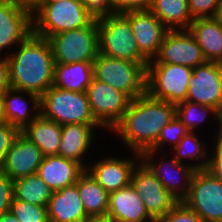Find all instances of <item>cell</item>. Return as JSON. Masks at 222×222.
<instances>
[{"label": "cell", "instance_id": "25", "mask_svg": "<svg viewBox=\"0 0 222 222\" xmlns=\"http://www.w3.org/2000/svg\"><path fill=\"white\" fill-rule=\"evenodd\" d=\"M21 133L36 144L44 156L58 155L62 128L55 121L49 120L40 114Z\"/></svg>", "mask_w": 222, "mask_h": 222}, {"label": "cell", "instance_id": "47", "mask_svg": "<svg viewBox=\"0 0 222 222\" xmlns=\"http://www.w3.org/2000/svg\"><path fill=\"white\" fill-rule=\"evenodd\" d=\"M214 18L219 23V25L222 27V0L220 2L219 9L217 10Z\"/></svg>", "mask_w": 222, "mask_h": 222}, {"label": "cell", "instance_id": "42", "mask_svg": "<svg viewBox=\"0 0 222 222\" xmlns=\"http://www.w3.org/2000/svg\"><path fill=\"white\" fill-rule=\"evenodd\" d=\"M33 14L39 7L40 0H3Z\"/></svg>", "mask_w": 222, "mask_h": 222}, {"label": "cell", "instance_id": "20", "mask_svg": "<svg viewBox=\"0 0 222 222\" xmlns=\"http://www.w3.org/2000/svg\"><path fill=\"white\" fill-rule=\"evenodd\" d=\"M86 169L76 161L59 155L44 156L37 174L55 192L76 184Z\"/></svg>", "mask_w": 222, "mask_h": 222}, {"label": "cell", "instance_id": "4", "mask_svg": "<svg viewBox=\"0 0 222 222\" xmlns=\"http://www.w3.org/2000/svg\"><path fill=\"white\" fill-rule=\"evenodd\" d=\"M40 114L56 123L100 125L94 118L86 92H72L51 86L40 97Z\"/></svg>", "mask_w": 222, "mask_h": 222}, {"label": "cell", "instance_id": "44", "mask_svg": "<svg viewBox=\"0 0 222 222\" xmlns=\"http://www.w3.org/2000/svg\"><path fill=\"white\" fill-rule=\"evenodd\" d=\"M217 124V131L215 133H217V135H215V139L222 142V108L218 111V119L216 120ZM219 126V128H218Z\"/></svg>", "mask_w": 222, "mask_h": 222}, {"label": "cell", "instance_id": "35", "mask_svg": "<svg viewBox=\"0 0 222 222\" xmlns=\"http://www.w3.org/2000/svg\"><path fill=\"white\" fill-rule=\"evenodd\" d=\"M156 222H204V220L193 210L187 208L182 202H179Z\"/></svg>", "mask_w": 222, "mask_h": 222}, {"label": "cell", "instance_id": "23", "mask_svg": "<svg viewBox=\"0 0 222 222\" xmlns=\"http://www.w3.org/2000/svg\"><path fill=\"white\" fill-rule=\"evenodd\" d=\"M48 209L49 222H84L88 216L76 184L52 193Z\"/></svg>", "mask_w": 222, "mask_h": 222}, {"label": "cell", "instance_id": "27", "mask_svg": "<svg viewBox=\"0 0 222 222\" xmlns=\"http://www.w3.org/2000/svg\"><path fill=\"white\" fill-rule=\"evenodd\" d=\"M149 10L168 30H188L194 20L187 0H153Z\"/></svg>", "mask_w": 222, "mask_h": 222}, {"label": "cell", "instance_id": "48", "mask_svg": "<svg viewBox=\"0 0 222 222\" xmlns=\"http://www.w3.org/2000/svg\"><path fill=\"white\" fill-rule=\"evenodd\" d=\"M58 1H63V0H40V3H54Z\"/></svg>", "mask_w": 222, "mask_h": 222}, {"label": "cell", "instance_id": "18", "mask_svg": "<svg viewBox=\"0 0 222 222\" xmlns=\"http://www.w3.org/2000/svg\"><path fill=\"white\" fill-rule=\"evenodd\" d=\"M43 158L40 148L20 132L7 152L1 171L14 181L37 173Z\"/></svg>", "mask_w": 222, "mask_h": 222}, {"label": "cell", "instance_id": "1", "mask_svg": "<svg viewBox=\"0 0 222 222\" xmlns=\"http://www.w3.org/2000/svg\"><path fill=\"white\" fill-rule=\"evenodd\" d=\"M176 116V105L156 100L147 93L130 101L111 134L119 136L131 153L142 154L156 143L160 131Z\"/></svg>", "mask_w": 222, "mask_h": 222}, {"label": "cell", "instance_id": "29", "mask_svg": "<svg viewBox=\"0 0 222 222\" xmlns=\"http://www.w3.org/2000/svg\"><path fill=\"white\" fill-rule=\"evenodd\" d=\"M206 142L200 141L199 137L195 132H188L180 142L172 149L175 154L173 155L179 163L188 164L197 170L207 169L209 163L210 149L207 147ZM184 159L188 161H195L192 163H187Z\"/></svg>", "mask_w": 222, "mask_h": 222}, {"label": "cell", "instance_id": "2", "mask_svg": "<svg viewBox=\"0 0 222 222\" xmlns=\"http://www.w3.org/2000/svg\"><path fill=\"white\" fill-rule=\"evenodd\" d=\"M6 57L11 88L41 97L53 86L55 61L47 38L32 33Z\"/></svg>", "mask_w": 222, "mask_h": 222}, {"label": "cell", "instance_id": "28", "mask_svg": "<svg viewBox=\"0 0 222 222\" xmlns=\"http://www.w3.org/2000/svg\"><path fill=\"white\" fill-rule=\"evenodd\" d=\"M78 190L88 217L107 215L109 193L87 170L78 179Z\"/></svg>", "mask_w": 222, "mask_h": 222}, {"label": "cell", "instance_id": "9", "mask_svg": "<svg viewBox=\"0 0 222 222\" xmlns=\"http://www.w3.org/2000/svg\"><path fill=\"white\" fill-rule=\"evenodd\" d=\"M181 202L204 222H222V183L206 169L195 171Z\"/></svg>", "mask_w": 222, "mask_h": 222}, {"label": "cell", "instance_id": "14", "mask_svg": "<svg viewBox=\"0 0 222 222\" xmlns=\"http://www.w3.org/2000/svg\"><path fill=\"white\" fill-rule=\"evenodd\" d=\"M186 100L217 111L222 108V66L219 62L206 61L193 68Z\"/></svg>", "mask_w": 222, "mask_h": 222}, {"label": "cell", "instance_id": "16", "mask_svg": "<svg viewBox=\"0 0 222 222\" xmlns=\"http://www.w3.org/2000/svg\"><path fill=\"white\" fill-rule=\"evenodd\" d=\"M129 157H103L87 167V171L110 194L130 185L134 168L141 160V155L133 152ZM132 158V159H131Z\"/></svg>", "mask_w": 222, "mask_h": 222}, {"label": "cell", "instance_id": "41", "mask_svg": "<svg viewBox=\"0 0 222 222\" xmlns=\"http://www.w3.org/2000/svg\"><path fill=\"white\" fill-rule=\"evenodd\" d=\"M10 88L9 63L7 57H0V94H4Z\"/></svg>", "mask_w": 222, "mask_h": 222}, {"label": "cell", "instance_id": "26", "mask_svg": "<svg viewBox=\"0 0 222 222\" xmlns=\"http://www.w3.org/2000/svg\"><path fill=\"white\" fill-rule=\"evenodd\" d=\"M93 77V62L55 64L53 86L72 92H86Z\"/></svg>", "mask_w": 222, "mask_h": 222}, {"label": "cell", "instance_id": "21", "mask_svg": "<svg viewBox=\"0 0 222 222\" xmlns=\"http://www.w3.org/2000/svg\"><path fill=\"white\" fill-rule=\"evenodd\" d=\"M104 129L101 125L65 124L62 125V135L58 155L80 163L85 169L88 164L85 157L93 144L96 129ZM95 129V130H94ZM94 134V135H93ZM84 160V161H83Z\"/></svg>", "mask_w": 222, "mask_h": 222}, {"label": "cell", "instance_id": "32", "mask_svg": "<svg viewBox=\"0 0 222 222\" xmlns=\"http://www.w3.org/2000/svg\"><path fill=\"white\" fill-rule=\"evenodd\" d=\"M10 211L19 222H49L46 206L34 205L13 198Z\"/></svg>", "mask_w": 222, "mask_h": 222}, {"label": "cell", "instance_id": "6", "mask_svg": "<svg viewBox=\"0 0 222 222\" xmlns=\"http://www.w3.org/2000/svg\"><path fill=\"white\" fill-rule=\"evenodd\" d=\"M98 42L99 54L141 63L147 68L149 61L140 53L130 20L123 13L98 20Z\"/></svg>", "mask_w": 222, "mask_h": 222}, {"label": "cell", "instance_id": "8", "mask_svg": "<svg viewBox=\"0 0 222 222\" xmlns=\"http://www.w3.org/2000/svg\"><path fill=\"white\" fill-rule=\"evenodd\" d=\"M193 68L176 64H148L146 93L172 104L186 101Z\"/></svg>", "mask_w": 222, "mask_h": 222}, {"label": "cell", "instance_id": "24", "mask_svg": "<svg viewBox=\"0 0 222 222\" xmlns=\"http://www.w3.org/2000/svg\"><path fill=\"white\" fill-rule=\"evenodd\" d=\"M188 31L198 42L206 61L222 62V27L215 18L194 19Z\"/></svg>", "mask_w": 222, "mask_h": 222}, {"label": "cell", "instance_id": "12", "mask_svg": "<svg viewBox=\"0 0 222 222\" xmlns=\"http://www.w3.org/2000/svg\"><path fill=\"white\" fill-rule=\"evenodd\" d=\"M159 153L156 150H147L141 154V161L151 169L163 187L181 202L188 193L196 170L188 164L179 163L174 156L170 161L162 156L160 157L162 160L158 161L159 159H157L156 162L155 158Z\"/></svg>", "mask_w": 222, "mask_h": 222}, {"label": "cell", "instance_id": "13", "mask_svg": "<svg viewBox=\"0 0 222 222\" xmlns=\"http://www.w3.org/2000/svg\"><path fill=\"white\" fill-rule=\"evenodd\" d=\"M205 62L198 42L188 30H168L158 55L148 64H176L195 68Z\"/></svg>", "mask_w": 222, "mask_h": 222}, {"label": "cell", "instance_id": "31", "mask_svg": "<svg viewBox=\"0 0 222 222\" xmlns=\"http://www.w3.org/2000/svg\"><path fill=\"white\" fill-rule=\"evenodd\" d=\"M210 115V116H209ZM213 115V116H212ZM218 119V111L211 106L183 101L176 104V117L185 125L190 132H195L200 124L209 120L208 117Z\"/></svg>", "mask_w": 222, "mask_h": 222}, {"label": "cell", "instance_id": "37", "mask_svg": "<svg viewBox=\"0 0 222 222\" xmlns=\"http://www.w3.org/2000/svg\"><path fill=\"white\" fill-rule=\"evenodd\" d=\"M14 198V181L0 170V215L9 212Z\"/></svg>", "mask_w": 222, "mask_h": 222}, {"label": "cell", "instance_id": "43", "mask_svg": "<svg viewBox=\"0 0 222 222\" xmlns=\"http://www.w3.org/2000/svg\"><path fill=\"white\" fill-rule=\"evenodd\" d=\"M84 222H115L109 215L89 216Z\"/></svg>", "mask_w": 222, "mask_h": 222}, {"label": "cell", "instance_id": "46", "mask_svg": "<svg viewBox=\"0 0 222 222\" xmlns=\"http://www.w3.org/2000/svg\"><path fill=\"white\" fill-rule=\"evenodd\" d=\"M4 123H6L4 97H3V94H0V125Z\"/></svg>", "mask_w": 222, "mask_h": 222}, {"label": "cell", "instance_id": "19", "mask_svg": "<svg viewBox=\"0 0 222 222\" xmlns=\"http://www.w3.org/2000/svg\"><path fill=\"white\" fill-rule=\"evenodd\" d=\"M107 215L115 222H156L131 185L109 194Z\"/></svg>", "mask_w": 222, "mask_h": 222}, {"label": "cell", "instance_id": "15", "mask_svg": "<svg viewBox=\"0 0 222 222\" xmlns=\"http://www.w3.org/2000/svg\"><path fill=\"white\" fill-rule=\"evenodd\" d=\"M129 20L140 53L148 60H154L168 29L150 11H128L123 13Z\"/></svg>", "mask_w": 222, "mask_h": 222}, {"label": "cell", "instance_id": "5", "mask_svg": "<svg viewBox=\"0 0 222 222\" xmlns=\"http://www.w3.org/2000/svg\"><path fill=\"white\" fill-rule=\"evenodd\" d=\"M94 78L126 94L131 100L146 94L147 68L141 63L98 54Z\"/></svg>", "mask_w": 222, "mask_h": 222}, {"label": "cell", "instance_id": "34", "mask_svg": "<svg viewBox=\"0 0 222 222\" xmlns=\"http://www.w3.org/2000/svg\"><path fill=\"white\" fill-rule=\"evenodd\" d=\"M193 19L214 18L221 0H187Z\"/></svg>", "mask_w": 222, "mask_h": 222}, {"label": "cell", "instance_id": "7", "mask_svg": "<svg viewBox=\"0 0 222 222\" xmlns=\"http://www.w3.org/2000/svg\"><path fill=\"white\" fill-rule=\"evenodd\" d=\"M55 64L94 62L99 54L98 20L90 25L50 36Z\"/></svg>", "mask_w": 222, "mask_h": 222}, {"label": "cell", "instance_id": "30", "mask_svg": "<svg viewBox=\"0 0 222 222\" xmlns=\"http://www.w3.org/2000/svg\"><path fill=\"white\" fill-rule=\"evenodd\" d=\"M52 193L37 173L14 180V198L17 200L47 207Z\"/></svg>", "mask_w": 222, "mask_h": 222}, {"label": "cell", "instance_id": "3", "mask_svg": "<svg viewBox=\"0 0 222 222\" xmlns=\"http://www.w3.org/2000/svg\"><path fill=\"white\" fill-rule=\"evenodd\" d=\"M94 20L79 0L40 3L32 14L33 33L48 39L61 32L88 26Z\"/></svg>", "mask_w": 222, "mask_h": 222}, {"label": "cell", "instance_id": "11", "mask_svg": "<svg viewBox=\"0 0 222 222\" xmlns=\"http://www.w3.org/2000/svg\"><path fill=\"white\" fill-rule=\"evenodd\" d=\"M130 185L141 197L146 210L156 221L179 203L141 160L133 170Z\"/></svg>", "mask_w": 222, "mask_h": 222}, {"label": "cell", "instance_id": "45", "mask_svg": "<svg viewBox=\"0 0 222 222\" xmlns=\"http://www.w3.org/2000/svg\"><path fill=\"white\" fill-rule=\"evenodd\" d=\"M0 222H19L14 214L9 211L0 215Z\"/></svg>", "mask_w": 222, "mask_h": 222}, {"label": "cell", "instance_id": "33", "mask_svg": "<svg viewBox=\"0 0 222 222\" xmlns=\"http://www.w3.org/2000/svg\"><path fill=\"white\" fill-rule=\"evenodd\" d=\"M188 132L185 125L175 116L170 123L162 128L156 143L150 150L161 152L165 144H170L169 148L173 149Z\"/></svg>", "mask_w": 222, "mask_h": 222}, {"label": "cell", "instance_id": "36", "mask_svg": "<svg viewBox=\"0 0 222 222\" xmlns=\"http://www.w3.org/2000/svg\"><path fill=\"white\" fill-rule=\"evenodd\" d=\"M20 132L17 127L10 123L6 122L0 125V170L4 165L7 152Z\"/></svg>", "mask_w": 222, "mask_h": 222}, {"label": "cell", "instance_id": "22", "mask_svg": "<svg viewBox=\"0 0 222 222\" xmlns=\"http://www.w3.org/2000/svg\"><path fill=\"white\" fill-rule=\"evenodd\" d=\"M23 94L28 96L29 101ZM3 97L6 122L20 131L40 115V96L35 93L10 87Z\"/></svg>", "mask_w": 222, "mask_h": 222}, {"label": "cell", "instance_id": "38", "mask_svg": "<svg viewBox=\"0 0 222 222\" xmlns=\"http://www.w3.org/2000/svg\"><path fill=\"white\" fill-rule=\"evenodd\" d=\"M88 10L89 14L99 20L110 15L116 14L111 5V0H79Z\"/></svg>", "mask_w": 222, "mask_h": 222}, {"label": "cell", "instance_id": "40", "mask_svg": "<svg viewBox=\"0 0 222 222\" xmlns=\"http://www.w3.org/2000/svg\"><path fill=\"white\" fill-rule=\"evenodd\" d=\"M153 0H111L115 13L149 10Z\"/></svg>", "mask_w": 222, "mask_h": 222}, {"label": "cell", "instance_id": "39", "mask_svg": "<svg viewBox=\"0 0 222 222\" xmlns=\"http://www.w3.org/2000/svg\"><path fill=\"white\" fill-rule=\"evenodd\" d=\"M213 151L209 154V163L207 169L215 178L222 183V142L218 140H212Z\"/></svg>", "mask_w": 222, "mask_h": 222}, {"label": "cell", "instance_id": "17", "mask_svg": "<svg viewBox=\"0 0 222 222\" xmlns=\"http://www.w3.org/2000/svg\"><path fill=\"white\" fill-rule=\"evenodd\" d=\"M32 33V14L0 0V55L8 47L15 50Z\"/></svg>", "mask_w": 222, "mask_h": 222}, {"label": "cell", "instance_id": "10", "mask_svg": "<svg viewBox=\"0 0 222 222\" xmlns=\"http://www.w3.org/2000/svg\"><path fill=\"white\" fill-rule=\"evenodd\" d=\"M86 93L94 118L106 131H112L123 118L131 99L94 77Z\"/></svg>", "mask_w": 222, "mask_h": 222}]
</instances>
